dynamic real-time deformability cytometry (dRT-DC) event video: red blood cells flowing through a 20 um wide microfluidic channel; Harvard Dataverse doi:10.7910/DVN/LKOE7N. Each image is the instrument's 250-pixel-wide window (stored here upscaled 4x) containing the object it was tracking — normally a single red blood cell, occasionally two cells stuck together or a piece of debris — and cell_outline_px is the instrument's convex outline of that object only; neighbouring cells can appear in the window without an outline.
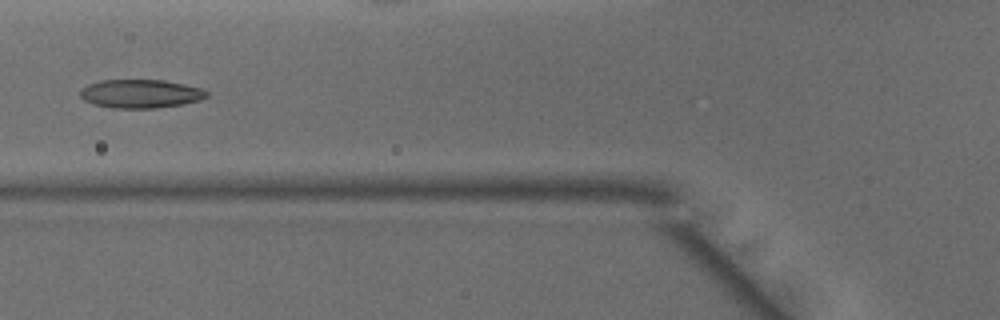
{"species": "common noctule bat (a hibernating species)", "species_latin": "Nyctalus noctula", "temperature_condition": "warm", "stored_images_in_passage": 48, "camera_frame_rate_fps": 3000, "um_per_image_px": 0.085, "animal": {"sex": "male", "body_mass_g": 15.6}, "frame": {"image": 1, "passage_image": 18, "time_ms": 5.667, "image_size_px": [1000, 320], "cell_outline_px": [[208, 96], [200, 100], [184, 104], [156, 108], [112, 108], [96, 104], [84, 100], [80, 96], [80, 92], [88, 84], [100, 80], [164, 80], [184, 84], [200, 88], [208, 92]], "centroid_in_image_um": [11.97, 7.97], "position_along_channel_um": 113.8, "area_um2": 20.98}}
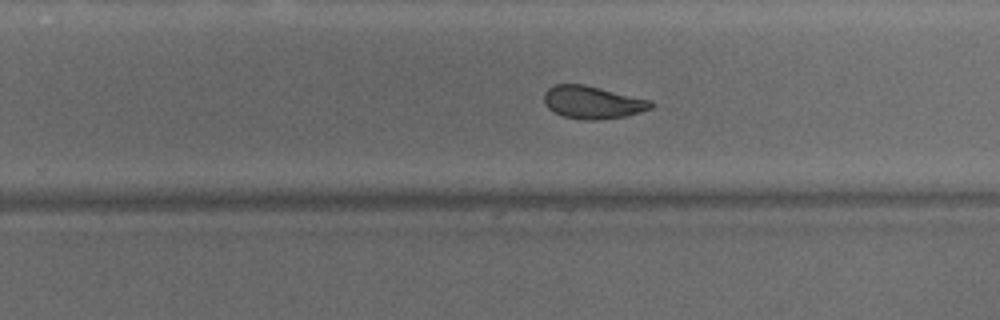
{"frame": {"image": 2, "passage_image": 30, "time_ms": 9.667, "image_size_px": [1000, 320], "cell_outline_px": [[656, 104], [652, 108], [640, 112], [624, 116], [596, 120], [584, 120], [564, 116], [548, 108], [544, 100], [544, 92], [548, 88], [556, 84], [584, 84], [652, 100]], "centroid_in_image_um": [50.4, 8.69], "position_along_channel_um": 279.4, "area_um2": 20.35}}
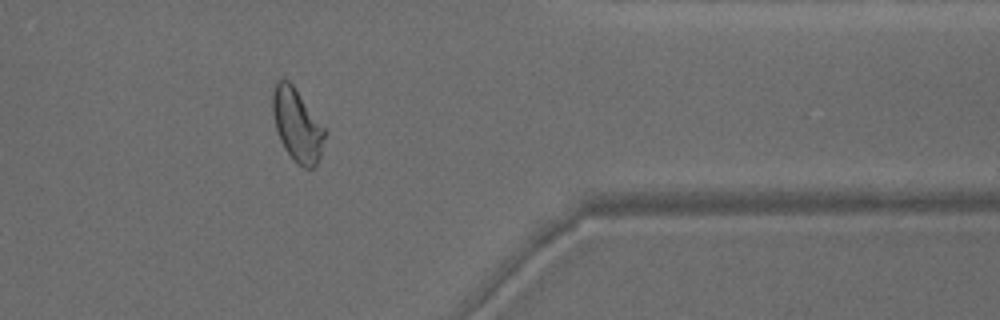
{"frame": {"image": 3, "passage_image": 39, "time_ms": 12.667, "image_size_px": [1000, 320], "cell_outline_px": [[324, 136], [320, 156], [316, 164], [312, 168], [304, 168], [296, 164], [284, 148], [280, 140], [276, 128], [272, 112], [272, 84], [276, 80], [288, 80], [292, 84], [324, 128]], "centroid_in_image_um": [25.2, 10.62], "position_along_channel_um": 386.2, "area_um2": 21.79}, "authors_computed_cell_mechanics": {"area_um2": 21.8773, "velocity_mm_per_s": 4.147, "shape_relaxation_time_tau1_ms": 6.3225, "shape_relaxation_time_tau2_ms": 1.2959, "deformation_change_tau1": 0.181, "deformation_change_tau2": 0.0657}}